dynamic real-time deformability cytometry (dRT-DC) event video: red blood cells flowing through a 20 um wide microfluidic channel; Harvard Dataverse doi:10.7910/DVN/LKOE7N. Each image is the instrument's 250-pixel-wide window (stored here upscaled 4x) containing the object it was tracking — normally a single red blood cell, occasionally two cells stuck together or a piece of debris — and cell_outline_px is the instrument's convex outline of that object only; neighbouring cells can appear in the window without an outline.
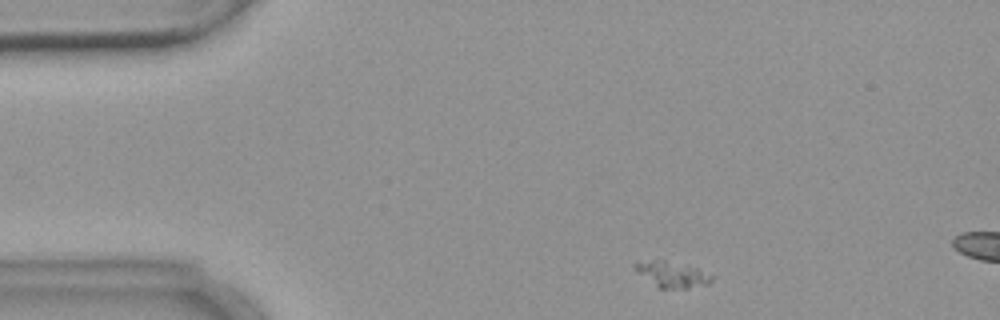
{"species": "common noctule bat (a hibernating species)", "species_latin": "Nyctalus noctula", "temperature_condition": "warm", "stored_images_in_passage": 3, "camera_frame_rate_fps": 3000, "um_per_image_px": 0.085, "animal": {"sex": "female", "body_mass_g": 18.4}, "frame": {"image": 1, "passage_image": 1, "time_ms": 0.0, "image_size_px": [1000, 320], "cell_outline_px": [[712, 280], [708, 284], [688, 288], [660, 288], [636, 272], [632, 264], [636, 260], [664, 260], [696, 268], [712, 276]], "centroid_in_image_um": [57.05, 23.31], "position_along_channel_um": 28.0, "area_um2": 11.39}}